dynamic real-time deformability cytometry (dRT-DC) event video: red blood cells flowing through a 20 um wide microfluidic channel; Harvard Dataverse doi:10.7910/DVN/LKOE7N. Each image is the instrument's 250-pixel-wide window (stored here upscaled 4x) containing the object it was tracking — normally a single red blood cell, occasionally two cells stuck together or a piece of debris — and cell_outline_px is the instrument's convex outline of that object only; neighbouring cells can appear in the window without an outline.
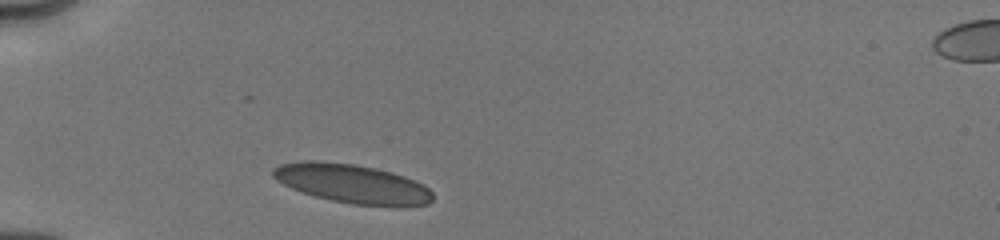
{"species": "human", "species_latin": "Homo sapiens", "temperature_condition": "cold", "stored_images_in_passage": 25, "camera_frame_rate_fps": 3000, "um_per_image_px": 0.085, "donor": {"sex": "male"}, "frame": {"image": 1, "passage_image": 1, "time_ms": 0.0, "image_size_px": [1000, 240], "cell_outline_px": [[432, 200], [428, 204], [352, 204], [332, 200], [300, 192], [276, 180], [272, 176], [272, 168], [280, 164], [300, 160], [316, 160], [356, 164], [376, 168], [392, 172], [416, 180], [424, 184], [432, 192]], "centroid_in_image_um": [29.86, 15.56], "position_along_channel_um": 55.1, "area_um2": 35.89}}
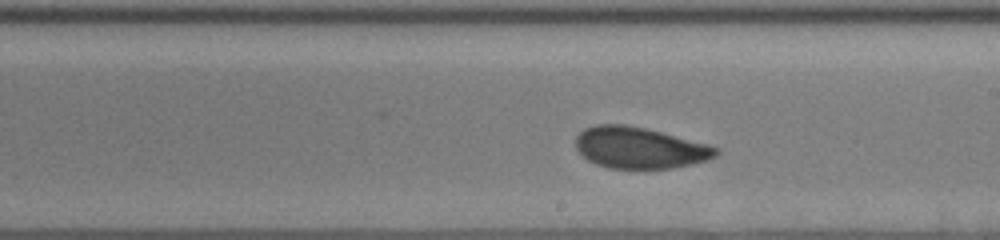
{"frame": {"image": 2, "passage_image": 15, "time_ms": 5.0, "image_size_px": [1000, 240], "cell_outline_px": [[720, 152], [716, 156], [704, 160], [672, 168], [608, 168], [596, 164], [588, 160], [576, 148], [576, 136], [584, 128], [596, 124], [624, 124], [644, 128], [708, 144], [720, 148]], "centroid_in_image_um": [54.34, 12.55], "position_along_channel_um": 234.7, "area_um2": 33.47}}
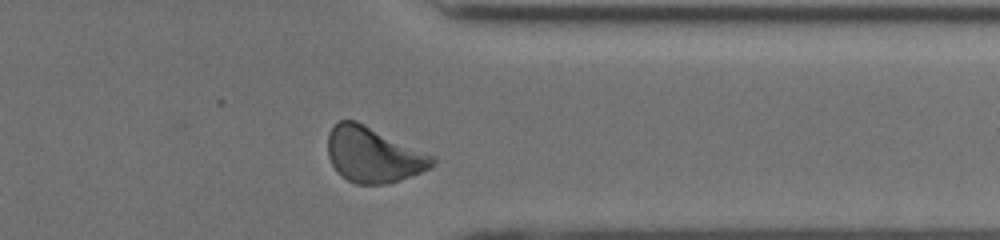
{"frame": {"image": 3, "passage_image": 25, "time_ms": 8.667, "image_size_px": [1000, 240], "cell_outline_px": [[436, 160], [428, 168], [420, 172], [400, 180], [384, 184], [356, 184], [340, 176], [336, 172], [328, 156], [328, 132], [340, 120], [356, 120], [436, 156]], "centroid_in_image_um": [31.72, 13.15], "position_along_channel_um": 379.7, "area_um2": 33.76}, "authors_computed_cell_mechanics": {"area_um2": 34.9112, "velocity_mm_per_s": 3.9825, "shape_relaxation_time_tau1_ms": 4.4074, "shape_relaxation_time_tau2_ms": 0.7513, "deformation_change_tau1": 0.1167, "deformation_change_tau2": 0.0499}}